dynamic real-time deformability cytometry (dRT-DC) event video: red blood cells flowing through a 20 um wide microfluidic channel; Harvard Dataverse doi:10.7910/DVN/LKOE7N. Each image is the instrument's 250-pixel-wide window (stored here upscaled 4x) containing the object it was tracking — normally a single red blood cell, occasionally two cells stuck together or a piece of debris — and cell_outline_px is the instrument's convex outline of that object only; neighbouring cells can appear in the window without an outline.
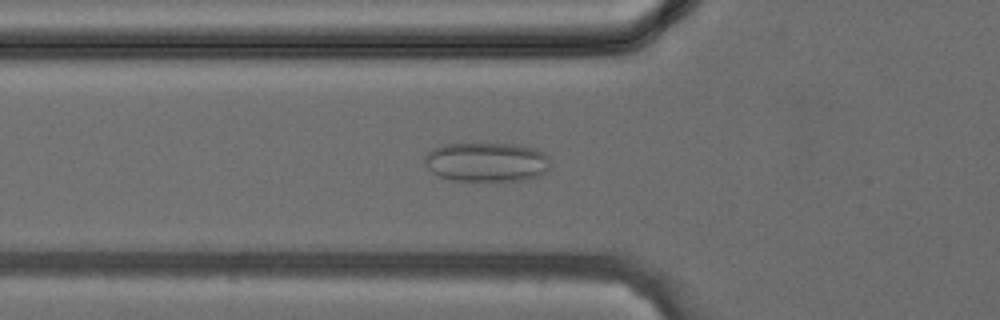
{"species": "common noctule bat (a hibernating species)", "species_latin": "Nyctalus noctula", "temperature_condition": "cold", "stored_images_in_passage": 33, "camera_frame_rate_fps": 3000, "um_per_image_px": 0.085, "animal": {"sex": "female", "body_mass_g": 24.6, "forearm_length_mm": 56.2}, "frame": {"image": 1, "passage_image": 13, "time_ms": 4.0, "image_size_px": [1000, 320], "cell_outline_px": [[552, 168], [548, 172], [540, 176], [524, 180], [452, 180], [440, 176], [432, 172], [424, 164], [424, 156], [432, 148], [444, 144], [512, 144], [536, 148], [544, 152], [552, 160]], "centroid_in_image_um": [41.43, 13.77], "position_along_channel_um": 84.4, "area_um2": 29.19}}